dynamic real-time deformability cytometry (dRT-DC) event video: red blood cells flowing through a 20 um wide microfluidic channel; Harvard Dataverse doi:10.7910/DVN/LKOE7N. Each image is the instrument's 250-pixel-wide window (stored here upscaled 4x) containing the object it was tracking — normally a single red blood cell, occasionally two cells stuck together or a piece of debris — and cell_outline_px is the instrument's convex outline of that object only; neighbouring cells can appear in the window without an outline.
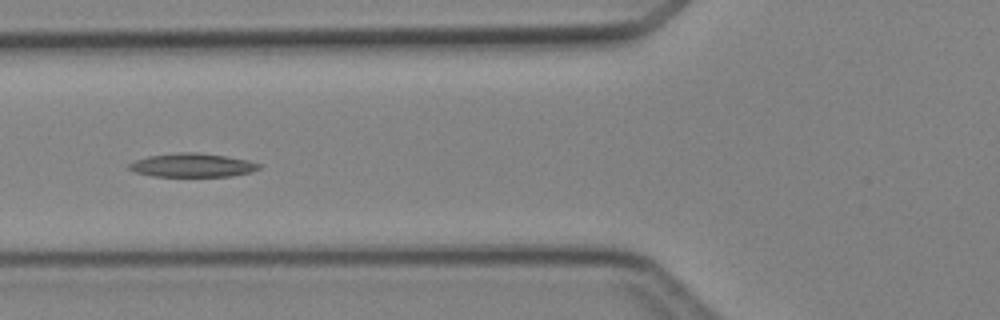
{"species": "Egyptian fruit bat (a non-hibernating species)", "species_latin": "Rousettus aegyptiacus", "temperature_condition": "cold", "stored_images_in_passage": 7, "camera_frame_rate_fps": 3000, "um_per_image_px": 0.085, "animal": {"sex": "female"}, "frame": {"image": 1, "passage_image": 7, "time_ms": 6.667, "image_size_px": [1000, 320], "cell_outline_px": [[260, 168], [248, 172], [232, 176], [152, 176], [136, 172], [128, 168], [128, 164], [136, 160], [148, 156], [180, 152], [196, 152], [224, 156], [248, 160], [260, 164]], "centroid_in_image_um": [16.32, 14.04], "position_along_channel_um": 109.5, "area_um2": 17.69}}